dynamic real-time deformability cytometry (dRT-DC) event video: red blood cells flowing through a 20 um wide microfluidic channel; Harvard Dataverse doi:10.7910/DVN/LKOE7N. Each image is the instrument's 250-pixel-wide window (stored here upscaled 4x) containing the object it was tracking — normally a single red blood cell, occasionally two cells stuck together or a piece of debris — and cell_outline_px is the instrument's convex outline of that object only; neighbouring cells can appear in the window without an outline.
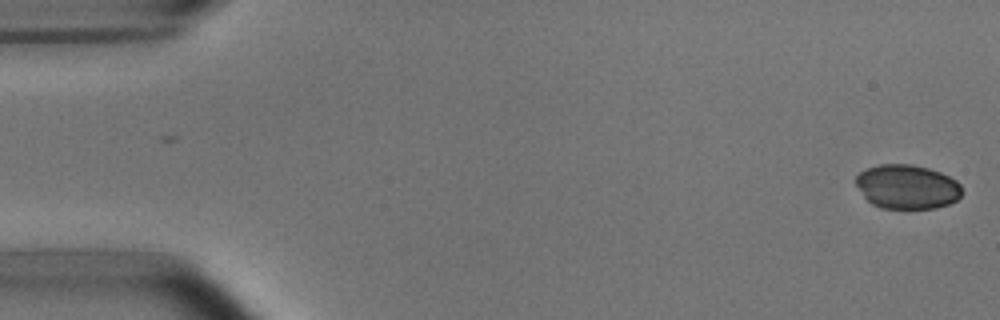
{"species": "common noctule bat (a hibernating species)", "species_latin": "Nyctalus noctula", "temperature_condition": "room temperature", "stored_images_in_passage": 5, "camera_frame_rate_fps": 3000, "um_per_image_px": 0.085, "animal": {"sex": "male", "body_mass_g": 15.6}, "frame": {"image": 1, "passage_image": 1, "time_ms": 0.0, "image_size_px": [1000, 320], "cell_outline_px": [[960, 196], [956, 200], [948, 204], [936, 208], [880, 208], [872, 204], [864, 196], [856, 184], [856, 176], [860, 172], [868, 168], [880, 164], [912, 164], [928, 168], [940, 172], [956, 180], [960, 184]], "centroid_in_image_um": [77.1, 15.87], "position_along_channel_um": 7.9, "area_um2": 27.17}}
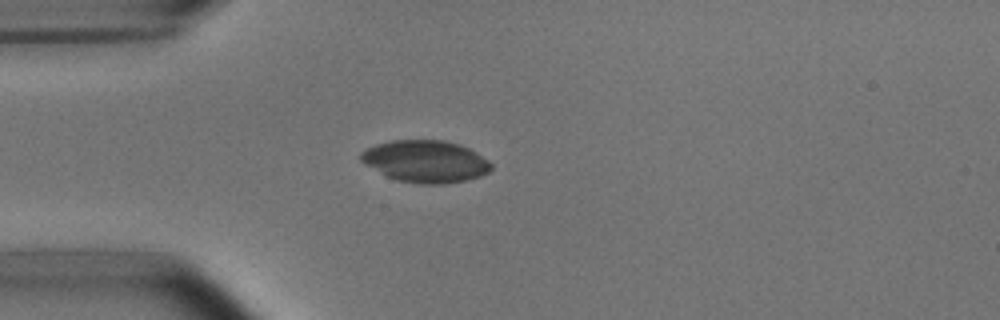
{"frame": {"image": 2, "passage_image": 5, "time_ms": 4.333, "image_size_px": [1000, 320], "cell_outline_px": [[492, 168], [488, 172], [480, 176], [464, 180], [444, 184], [420, 184], [396, 180], [388, 176], [360, 160], [360, 152], [364, 148], [376, 144], [392, 140], [444, 140], [460, 144], [476, 152], [488, 160], [492, 164]], "centroid_in_image_um": [36.17, 13.7], "position_along_channel_um": 48.8, "area_um2": 31.85}}